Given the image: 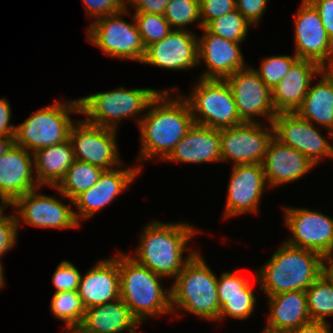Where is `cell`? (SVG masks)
I'll return each mask as SVG.
<instances>
[{
  "mask_svg": "<svg viewBox=\"0 0 333 333\" xmlns=\"http://www.w3.org/2000/svg\"><path fill=\"white\" fill-rule=\"evenodd\" d=\"M170 94V89L161 90L137 120L140 163L154 157L164 161L194 124L188 102L182 95L171 98Z\"/></svg>",
  "mask_w": 333,
  "mask_h": 333,
  "instance_id": "6da1fadb",
  "label": "cell"
},
{
  "mask_svg": "<svg viewBox=\"0 0 333 333\" xmlns=\"http://www.w3.org/2000/svg\"><path fill=\"white\" fill-rule=\"evenodd\" d=\"M198 231L185 222L151 221L144 226L135 254L130 257L163 278L175 279L197 252L187 245Z\"/></svg>",
  "mask_w": 333,
  "mask_h": 333,
  "instance_id": "7a4b0ae2",
  "label": "cell"
},
{
  "mask_svg": "<svg viewBox=\"0 0 333 333\" xmlns=\"http://www.w3.org/2000/svg\"><path fill=\"white\" fill-rule=\"evenodd\" d=\"M325 259L317 252L285 241L255 274L266 297L289 291H306L324 273Z\"/></svg>",
  "mask_w": 333,
  "mask_h": 333,
  "instance_id": "3957f363",
  "label": "cell"
},
{
  "mask_svg": "<svg viewBox=\"0 0 333 333\" xmlns=\"http://www.w3.org/2000/svg\"><path fill=\"white\" fill-rule=\"evenodd\" d=\"M120 298L140 324L151 317L172 314L170 288L163 277L138 264L130 255L118 253Z\"/></svg>",
  "mask_w": 333,
  "mask_h": 333,
  "instance_id": "277c9868",
  "label": "cell"
},
{
  "mask_svg": "<svg viewBox=\"0 0 333 333\" xmlns=\"http://www.w3.org/2000/svg\"><path fill=\"white\" fill-rule=\"evenodd\" d=\"M217 278L197 251L183 266L170 287L172 314L179 307V310L204 320L218 321L221 307Z\"/></svg>",
  "mask_w": 333,
  "mask_h": 333,
  "instance_id": "5b68a950",
  "label": "cell"
},
{
  "mask_svg": "<svg viewBox=\"0 0 333 333\" xmlns=\"http://www.w3.org/2000/svg\"><path fill=\"white\" fill-rule=\"evenodd\" d=\"M160 91L155 88L126 89L121 86L111 91L84 96L79 98L80 115L86 116L85 120L92 124L117 130L121 120L138 115L142 118L148 105Z\"/></svg>",
  "mask_w": 333,
  "mask_h": 333,
  "instance_id": "8992f818",
  "label": "cell"
},
{
  "mask_svg": "<svg viewBox=\"0 0 333 333\" xmlns=\"http://www.w3.org/2000/svg\"><path fill=\"white\" fill-rule=\"evenodd\" d=\"M71 114H80L79 99L56 101L32 113L22 124L16 126L14 141L30 153L59 144L69 139Z\"/></svg>",
  "mask_w": 333,
  "mask_h": 333,
  "instance_id": "52a82bcc",
  "label": "cell"
},
{
  "mask_svg": "<svg viewBox=\"0 0 333 333\" xmlns=\"http://www.w3.org/2000/svg\"><path fill=\"white\" fill-rule=\"evenodd\" d=\"M188 102L196 124L215 129L229 128L244 123L237 112L232 90L225 79H197Z\"/></svg>",
  "mask_w": 333,
  "mask_h": 333,
  "instance_id": "ba28073f",
  "label": "cell"
},
{
  "mask_svg": "<svg viewBox=\"0 0 333 333\" xmlns=\"http://www.w3.org/2000/svg\"><path fill=\"white\" fill-rule=\"evenodd\" d=\"M132 15L130 8L113 15L104 16L87 27L88 41L108 57L142 62L146 47L138 32L134 17L132 23L123 20Z\"/></svg>",
  "mask_w": 333,
  "mask_h": 333,
  "instance_id": "9c48e42d",
  "label": "cell"
},
{
  "mask_svg": "<svg viewBox=\"0 0 333 333\" xmlns=\"http://www.w3.org/2000/svg\"><path fill=\"white\" fill-rule=\"evenodd\" d=\"M117 130L92 124L85 119L71 127V141L76 160L111 170L122 164L116 142Z\"/></svg>",
  "mask_w": 333,
  "mask_h": 333,
  "instance_id": "30bf717a",
  "label": "cell"
},
{
  "mask_svg": "<svg viewBox=\"0 0 333 333\" xmlns=\"http://www.w3.org/2000/svg\"><path fill=\"white\" fill-rule=\"evenodd\" d=\"M286 228L292 234L285 242L311 250L324 259L333 256V218L307 208L284 207Z\"/></svg>",
  "mask_w": 333,
  "mask_h": 333,
  "instance_id": "8fae6325",
  "label": "cell"
},
{
  "mask_svg": "<svg viewBox=\"0 0 333 333\" xmlns=\"http://www.w3.org/2000/svg\"><path fill=\"white\" fill-rule=\"evenodd\" d=\"M274 137L273 126L261 123H242L220 129L222 162L233 165L262 164L269 142Z\"/></svg>",
  "mask_w": 333,
  "mask_h": 333,
  "instance_id": "7c38bea8",
  "label": "cell"
},
{
  "mask_svg": "<svg viewBox=\"0 0 333 333\" xmlns=\"http://www.w3.org/2000/svg\"><path fill=\"white\" fill-rule=\"evenodd\" d=\"M294 21V54L299 59L318 63L323 69H331L333 42L326 33L317 9L309 0H302Z\"/></svg>",
  "mask_w": 333,
  "mask_h": 333,
  "instance_id": "4fadbf2b",
  "label": "cell"
},
{
  "mask_svg": "<svg viewBox=\"0 0 333 333\" xmlns=\"http://www.w3.org/2000/svg\"><path fill=\"white\" fill-rule=\"evenodd\" d=\"M225 80L232 90L238 115L243 122L261 123L255 118L262 116L266 122L272 123L277 114L272 103V91L251 65Z\"/></svg>",
  "mask_w": 333,
  "mask_h": 333,
  "instance_id": "5bb4252c",
  "label": "cell"
},
{
  "mask_svg": "<svg viewBox=\"0 0 333 333\" xmlns=\"http://www.w3.org/2000/svg\"><path fill=\"white\" fill-rule=\"evenodd\" d=\"M40 188L32 190L19 197L10 207L16 209L18 228L23 222L34 227L75 229L80 228L73 206V200L68 205L59 199L45 194H40ZM38 192V193H37ZM21 221V222H20Z\"/></svg>",
  "mask_w": 333,
  "mask_h": 333,
  "instance_id": "9a60e30c",
  "label": "cell"
},
{
  "mask_svg": "<svg viewBox=\"0 0 333 333\" xmlns=\"http://www.w3.org/2000/svg\"><path fill=\"white\" fill-rule=\"evenodd\" d=\"M274 138L303 153L315 166L333 157V145L314 125L294 113H277L272 121Z\"/></svg>",
  "mask_w": 333,
  "mask_h": 333,
  "instance_id": "2e32d148",
  "label": "cell"
},
{
  "mask_svg": "<svg viewBox=\"0 0 333 333\" xmlns=\"http://www.w3.org/2000/svg\"><path fill=\"white\" fill-rule=\"evenodd\" d=\"M122 167L121 164L120 169L104 170L95 185L73 199L77 208L74 213L80 225L81 220L90 219L126 191L142 171L140 164L125 169Z\"/></svg>",
  "mask_w": 333,
  "mask_h": 333,
  "instance_id": "e0dca14e",
  "label": "cell"
},
{
  "mask_svg": "<svg viewBox=\"0 0 333 333\" xmlns=\"http://www.w3.org/2000/svg\"><path fill=\"white\" fill-rule=\"evenodd\" d=\"M230 175L225 219L259 212V202L262 201L264 189L268 187L262 164L234 165Z\"/></svg>",
  "mask_w": 333,
  "mask_h": 333,
  "instance_id": "ac0fdd59",
  "label": "cell"
},
{
  "mask_svg": "<svg viewBox=\"0 0 333 333\" xmlns=\"http://www.w3.org/2000/svg\"><path fill=\"white\" fill-rule=\"evenodd\" d=\"M141 63L171 70L198 66V37L191 30L173 29L161 41L146 47Z\"/></svg>",
  "mask_w": 333,
  "mask_h": 333,
  "instance_id": "d6986e66",
  "label": "cell"
},
{
  "mask_svg": "<svg viewBox=\"0 0 333 333\" xmlns=\"http://www.w3.org/2000/svg\"><path fill=\"white\" fill-rule=\"evenodd\" d=\"M203 35L198 37V65H206L207 70L199 78L226 79L238 70L246 68L241 51V43L230 41L201 28Z\"/></svg>",
  "mask_w": 333,
  "mask_h": 333,
  "instance_id": "ffe728a7",
  "label": "cell"
},
{
  "mask_svg": "<svg viewBox=\"0 0 333 333\" xmlns=\"http://www.w3.org/2000/svg\"><path fill=\"white\" fill-rule=\"evenodd\" d=\"M33 153L15 143L0 157V200L8 206L40 188L34 176Z\"/></svg>",
  "mask_w": 333,
  "mask_h": 333,
  "instance_id": "44dd1931",
  "label": "cell"
},
{
  "mask_svg": "<svg viewBox=\"0 0 333 333\" xmlns=\"http://www.w3.org/2000/svg\"><path fill=\"white\" fill-rule=\"evenodd\" d=\"M262 166L268 187L277 188L279 185L299 180L313 170L315 165L303 153L273 137Z\"/></svg>",
  "mask_w": 333,
  "mask_h": 333,
  "instance_id": "7402d4cb",
  "label": "cell"
},
{
  "mask_svg": "<svg viewBox=\"0 0 333 333\" xmlns=\"http://www.w3.org/2000/svg\"><path fill=\"white\" fill-rule=\"evenodd\" d=\"M77 291L85 309L119 299L118 252L112 258L98 261L85 275L81 274Z\"/></svg>",
  "mask_w": 333,
  "mask_h": 333,
  "instance_id": "603a6c76",
  "label": "cell"
},
{
  "mask_svg": "<svg viewBox=\"0 0 333 333\" xmlns=\"http://www.w3.org/2000/svg\"><path fill=\"white\" fill-rule=\"evenodd\" d=\"M323 68L316 62L298 59L272 90L276 113H294L301 106L310 85Z\"/></svg>",
  "mask_w": 333,
  "mask_h": 333,
  "instance_id": "cb8c5ba5",
  "label": "cell"
},
{
  "mask_svg": "<svg viewBox=\"0 0 333 333\" xmlns=\"http://www.w3.org/2000/svg\"><path fill=\"white\" fill-rule=\"evenodd\" d=\"M222 162L220 129L194 123L164 162Z\"/></svg>",
  "mask_w": 333,
  "mask_h": 333,
  "instance_id": "d4e9b609",
  "label": "cell"
},
{
  "mask_svg": "<svg viewBox=\"0 0 333 333\" xmlns=\"http://www.w3.org/2000/svg\"><path fill=\"white\" fill-rule=\"evenodd\" d=\"M321 76V77H320ZM321 80L310 85L296 114L312 124L326 128L329 138H333V71L323 69L318 75Z\"/></svg>",
  "mask_w": 333,
  "mask_h": 333,
  "instance_id": "484cf974",
  "label": "cell"
},
{
  "mask_svg": "<svg viewBox=\"0 0 333 333\" xmlns=\"http://www.w3.org/2000/svg\"><path fill=\"white\" fill-rule=\"evenodd\" d=\"M81 324L91 333H136L141 326L121 298L85 309Z\"/></svg>",
  "mask_w": 333,
  "mask_h": 333,
  "instance_id": "4316f807",
  "label": "cell"
},
{
  "mask_svg": "<svg viewBox=\"0 0 333 333\" xmlns=\"http://www.w3.org/2000/svg\"><path fill=\"white\" fill-rule=\"evenodd\" d=\"M267 298L270 314L265 327L290 331L311 321L306 291H289Z\"/></svg>",
  "mask_w": 333,
  "mask_h": 333,
  "instance_id": "83f0119b",
  "label": "cell"
},
{
  "mask_svg": "<svg viewBox=\"0 0 333 333\" xmlns=\"http://www.w3.org/2000/svg\"><path fill=\"white\" fill-rule=\"evenodd\" d=\"M34 176L40 187H56L75 161L68 139L59 144L37 150L34 154Z\"/></svg>",
  "mask_w": 333,
  "mask_h": 333,
  "instance_id": "f1b7e54d",
  "label": "cell"
},
{
  "mask_svg": "<svg viewBox=\"0 0 333 333\" xmlns=\"http://www.w3.org/2000/svg\"><path fill=\"white\" fill-rule=\"evenodd\" d=\"M104 170L87 162L76 160L56 187L62 199L73 200L81 192L95 185Z\"/></svg>",
  "mask_w": 333,
  "mask_h": 333,
  "instance_id": "f546056e",
  "label": "cell"
},
{
  "mask_svg": "<svg viewBox=\"0 0 333 333\" xmlns=\"http://www.w3.org/2000/svg\"><path fill=\"white\" fill-rule=\"evenodd\" d=\"M311 321L325 322L333 316V281L324 272L306 290Z\"/></svg>",
  "mask_w": 333,
  "mask_h": 333,
  "instance_id": "4dcf8cb0",
  "label": "cell"
},
{
  "mask_svg": "<svg viewBox=\"0 0 333 333\" xmlns=\"http://www.w3.org/2000/svg\"><path fill=\"white\" fill-rule=\"evenodd\" d=\"M50 311L65 325L81 324L85 308L78 291L54 292L50 301Z\"/></svg>",
  "mask_w": 333,
  "mask_h": 333,
  "instance_id": "1f68e13d",
  "label": "cell"
},
{
  "mask_svg": "<svg viewBox=\"0 0 333 333\" xmlns=\"http://www.w3.org/2000/svg\"><path fill=\"white\" fill-rule=\"evenodd\" d=\"M163 15L172 29L188 30L193 22L202 28L200 0H170Z\"/></svg>",
  "mask_w": 333,
  "mask_h": 333,
  "instance_id": "d6a6232c",
  "label": "cell"
},
{
  "mask_svg": "<svg viewBox=\"0 0 333 333\" xmlns=\"http://www.w3.org/2000/svg\"><path fill=\"white\" fill-rule=\"evenodd\" d=\"M250 26L252 25L235 9L212 20L205 28L216 36L242 43L246 39Z\"/></svg>",
  "mask_w": 333,
  "mask_h": 333,
  "instance_id": "836d02e7",
  "label": "cell"
},
{
  "mask_svg": "<svg viewBox=\"0 0 333 333\" xmlns=\"http://www.w3.org/2000/svg\"><path fill=\"white\" fill-rule=\"evenodd\" d=\"M220 304L219 321L229 316L244 320L251 316L256 306V296L250 283L244 288V295L218 296Z\"/></svg>",
  "mask_w": 333,
  "mask_h": 333,
  "instance_id": "e575fe53",
  "label": "cell"
},
{
  "mask_svg": "<svg viewBox=\"0 0 333 333\" xmlns=\"http://www.w3.org/2000/svg\"><path fill=\"white\" fill-rule=\"evenodd\" d=\"M133 15L145 47L161 41L173 30L164 15L152 13H134Z\"/></svg>",
  "mask_w": 333,
  "mask_h": 333,
  "instance_id": "d590c367",
  "label": "cell"
},
{
  "mask_svg": "<svg viewBox=\"0 0 333 333\" xmlns=\"http://www.w3.org/2000/svg\"><path fill=\"white\" fill-rule=\"evenodd\" d=\"M274 55L262 59L259 69L254 68L261 80L272 91L274 87L285 77L291 66L299 59L295 54Z\"/></svg>",
  "mask_w": 333,
  "mask_h": 333,
  "instance_id": "8d00e7d4",
  "label": "cell"
},
{
  "mask_svg": "<svg viewBox=\"0 0 333 333\" xmlns=\"http://www.w3.org/2000/svg\"><path fill=\"white\" fill-rule=\"evenodd\" d=\"M81 274L79 269L71 262L63 260L52 275V283L56 288L55 292L77 291Z\"/></svg>",
  "mask_w": 333,
  "mask_h": 333,
  "instance_id": "74e56055",
  "label": "cell"
},
{
  "mask_svg": "<svg viewBox=\"0 0 333 333\" xmlns=\"http://www.w3.org/2000/svg\"><path fill=\"white\" fill-rule=\"evenodd\" d=\"M250 283L247 278L239 275L238 269L224 271L217 278L218 296L244 295V288Z\"/></svg>",
  "mask_w": 333,
  "mask_h": 333,
  "instance_id": "f35d334b",
  "label": "cell"
},
{
  "mask_svg": "<svg viewBox=\"0 0 333 333\" xmlns=\"http://www.w3.org/2000/svg\"><path fill=\"white\" fill-rule=\"evenodd\" d=\"M4 211L5 209L0 213V262L1 258L15 247L19 230L16 215H4Z\"/></svg>",
  "mask_w": 333,
  "mask_h": 333,
  "instance_id": "ab89813d",
  "label": "cell"
},
{
  "mask_svg": "<svg viewBox=\"0 0 333 333\" xmlns=\"http://www.w3.org/2000/svg\"><path fill=\"white\" fill-rule=\"evenodd\" d=\"M236 9L235 0H200L202 27Z\"/></svg>",
  "mask_w": 333,
  "mask_h": 333,
  "instance_id": "60d3db41",
  "label": "cell"
},
{
  "mask_svg": "<svg viewBox=\"0 0 333 333\" xmlns=\"http://www.w3.org/2000/svg\"><path fill=\"white\" fill-rule=\"evenodd\" d=\"M87 17L94 19V22L104 16L121 12L119 0H82Z\"/></svg>",
  "mask_w": 333,
  "mask_h": 333,
  "instance_id": "b9f144b4",
  "label": "cell"
},
{
  "mask_svg": "<svg viewBox=\"0 0 333 333\" xmlns=\"http://www.w3.org/2000/svg\"><path fill=\"white\" fill-rule=\"evenodd\" d=\"M269 0H235L238 12L253 26H256L265 13Z\"/></svg>",
  "mask_w": 333,
  "mask_h": 333,
  "instance_id": "7bdbcfd3",
  "label": "cell"
},
{
  "mask_svg": "<svg viewBox=\"0 0 333 333\" xmlns=\"http://www.w3.org/2000/svg\"><path fill=\"white\" fill-rule=\"evenodd\" d=\"M317 9L328 37L333 42V0H309Z\"/></svg>",
  "mask_w": 333,
  "mask_h": 333,
  "instance_id": "ee69618b",
  "label": "cell"
},
{
  "mask_svg": "<svg viewBox=\"0 0 333 333\" xmlns=\"http://www.w3.org/2000/svg\"><path fill=\"white\" fill-rule=\"evenodd\" d=\"M10 103L5 98H0V136L15 137L16 126L11 121L12 111Z\"/></svg>",
  "mask_w": 333,
  "mask_h": 333,
  "instance_id": "f6af8a7d",
  "label": "cell"
},
{
  "mask_svg": "<svg viewBox=\"0 0 333 333\" xmlns=\"http://www.w3.org/2000/svg\"><path fill=\"white\" fill-rule=\"evenodd\" d=\"M170 0H138L133 6L135 13L163 15Z\"/></svg>",
  "mask_w": 333,
  "mask_h": 333,
  "instance_id": "bcb514c9",
  "label": "cell"
},
{
  "mask_svg": "<svg viewBox=\"0 0 333 333\" xmlns=\"http://www.w3.org/2000/svg\"><path fill=\"white\" fill-rule=\"evenodd\" d=\"M290 331L291 333H332L328 323L317 321H310L309 323Z\"/></svg>",
  "mask_w": 333,
  "mask_h": 333,
  "instance_id": "7dc6e473",
  "label": "cell"
},
{
  "mask_svg": "<svg viewBox=\"0 0 333 333\" xmlns=\"http://www.w3.org/2000/svg\"><path fill=\"white\" fill-rule=\"evenodd\" d=\"M14 143V137L0 136V157L5 154Z\"/></svg>",
  "mask_w": 333,
  "mask_h": 333,
  "instance_id": "c3c4849f",
  "label": "cell"
},
{
  "mask_svg": "<svg viewBox=\"0 0 333 333\" xmlns=\"http://www.w3.org/2000/svg\"><path fill=\"white\" fill-rule=\"evenodd\" d=\"M68 333H91L82 324L65 325Z\"/></svg>",
  "mask_w": 333,
  "mask_h": 333,
  "instance_id": "681fc988",
  "label": "cell"
},
{
  "mask_svg": "<svg viewBox=\"0 0 333 333\" xmlns=\"http://www.w3.org/2000/svg\"><path fill=\"white\" fill-rule=\"evenodd\" d=\"M324 272L333 281V256L325 259V261H324Z\"/></svg>",
  "mask_w": 333,
  "mask_h": 333,
  "instance_id": "f907efd6",
  "label": "cell"
},
{
  "mask_svg": "<svg viewBox=\"0 0 333 333\" xmlns=\"http://www.w3.org/2000/svg\"><path fill=\"white\" fill-rule=\"evenodd\" d=\"M137 1L138 0H119V3H120V6L123 8V10H127L128 9V7H127L128 4H129V6L131 5V7H133L136 4Z\"/></svg>",
  "mask_w": 333,
  "mask_h": 333,
  "instance_id": "816d5d0a",
  "label": "cell"
},
{
  "mask_svg": "<svg viewBox=\"0 0 333 333\" xmlns=\"http://www.w3.org/2000/svg\"><path fill=\"white\" fill-rule=\"evenodd\" d=\"M262 333H291V331H285V330H274L270 328H263Z\"/></svg>",
  "mask_w": 333,
  "mask_h": 333,
  "instance_id": "f5cc1de1",
  "label": "cell"
},
{
  "mask_svg": "<svg viewBox=\"0 0 333 333\" xmlns=\"http://www.w3.org/2000/svg\"><path fill=\"white\" fill-rule=\"evenodd\" d=\"M6 206V207H5ZM8 205L3 201V200H0V213L5 209V208H8L7 207Z\"/></svg>",
  "mask_w": 333,
  "mask_h": 333,
  "instance_id": "db71d44e",
  "label": "cell"
}]
</instances>
